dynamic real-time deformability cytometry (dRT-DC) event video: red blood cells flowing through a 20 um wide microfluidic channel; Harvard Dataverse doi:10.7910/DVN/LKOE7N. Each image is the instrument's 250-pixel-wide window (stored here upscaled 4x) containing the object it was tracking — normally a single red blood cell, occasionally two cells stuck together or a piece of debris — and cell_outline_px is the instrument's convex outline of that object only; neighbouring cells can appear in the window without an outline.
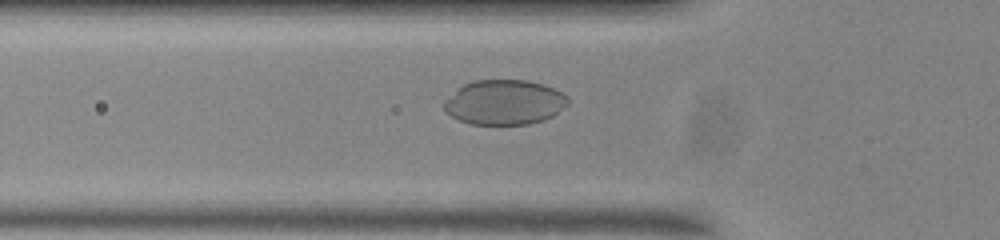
{"species": "common noctule bat (a hibernating species)", "species_latin": "Nyctalus noctula", "temperature_condition": "room temperature", "stored_images_in_passage": 33, "camera_frame_rate_fps": 3000, "um_per_image_px": 0.085, "animal": {"sex": "male", "body_mass_g": 20.0, "forearm_length_mm": 53.3}, "frame": {"image": 1, "passage_image": 3, "time_ms": 0.667, "image_size_px": [1000, 240], "cell_outline_px": [[568, 104], [552, 116], [544, 120], [528, 124], [472, 124], [460, 120], [452, 116], [444, 108], [444, 100], [464, 84], [476, 80], [528, 80], [544, 84], [568, 96]], "centroid_in_image_um": [42.89, 8.69], "position_along_channel_um": 82.9, "area_um2": 32.14}}
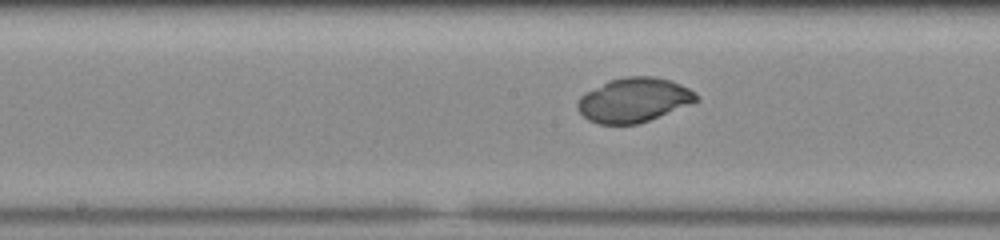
{"frame": {"image": 2, "passage_image": 12, "time_ms": 3.667, "image_size_px": [1000, 240], "cell_outline_px": [[700, 100], [648, 120], [636, 124], [600, 124], [588, 120], [576, 108], [576, 104], [580, 96], [584, 92], [608, 80], [628, 76], [656, 76], [672, 80], [696, 92], [700, 96]], "centroid_in_image_um": [53.86, 8.48], "position_along_channel_um": 194.3, "area_um2": 30.81}}
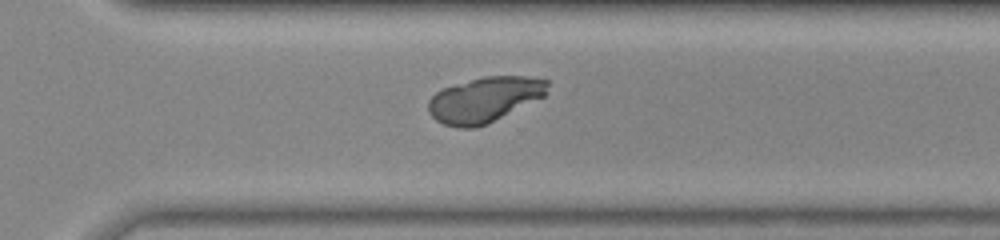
{"frame": {"image": 3, "passage_image": 23, "time_ms": 7.333, "image_size_px": [1000, 240], "cell_outline_px": [[548, 84], [544, 96], [476, 128], [460, 128], [444, 124], [436, 120], [428, 112], [428, 100], [436, 92], [444, 88], [456, 84], [484, 76], [528, 76], [548, 80]], "centroid_in_image_um": [41.15, 8.46], "position_along_channel_um": 329.5, "area_um2": 30.92}}